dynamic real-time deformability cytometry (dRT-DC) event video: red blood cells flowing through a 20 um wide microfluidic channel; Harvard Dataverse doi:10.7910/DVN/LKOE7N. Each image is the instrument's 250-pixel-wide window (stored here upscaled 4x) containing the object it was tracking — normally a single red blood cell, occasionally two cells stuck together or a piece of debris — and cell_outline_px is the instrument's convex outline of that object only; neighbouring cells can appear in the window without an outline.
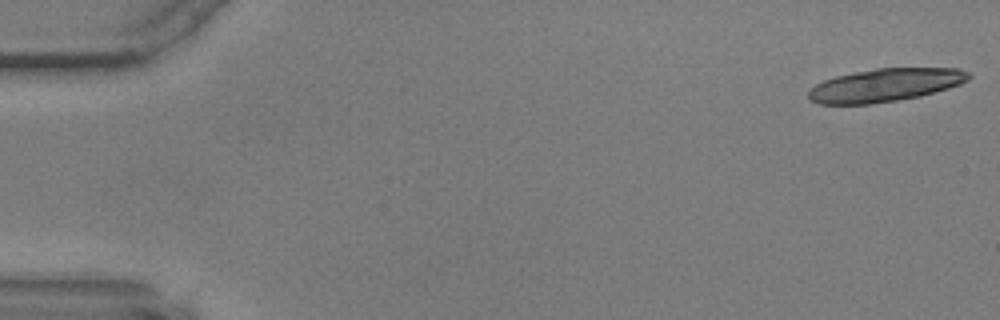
{"species": "common noctule bat (a hibernating species)", "species_latin": "Nyctalus noctula", "temperature_condition": "warm", "stored_images_in_passage": 4, "camera_frame_rate_fps": 3000, "um_per_image_px": 0.085, "animal": {"sex": "male", "body_mass_g": 17.9, "forearm_length_mm": 54.2}, "frame": {"image": 1, "passage_image": 1, "time_ms": 0.0, "image_size_px": [1000, 320], "cell_outline_px": [[972, 76], [968, 80], [960, 84], [948, 88], [920, 96], [896, 100], [868, 104], [820, 104], [812, 100], [808, 96], [808, 92], [816, 84], [824, 80], [836, 76], [876, 68], [960, 68], [972, 72]], "centroid_in_image_um": [75.3, 7.22], "position_along_channel_um": 9.7, "area_um2": 30.75}}